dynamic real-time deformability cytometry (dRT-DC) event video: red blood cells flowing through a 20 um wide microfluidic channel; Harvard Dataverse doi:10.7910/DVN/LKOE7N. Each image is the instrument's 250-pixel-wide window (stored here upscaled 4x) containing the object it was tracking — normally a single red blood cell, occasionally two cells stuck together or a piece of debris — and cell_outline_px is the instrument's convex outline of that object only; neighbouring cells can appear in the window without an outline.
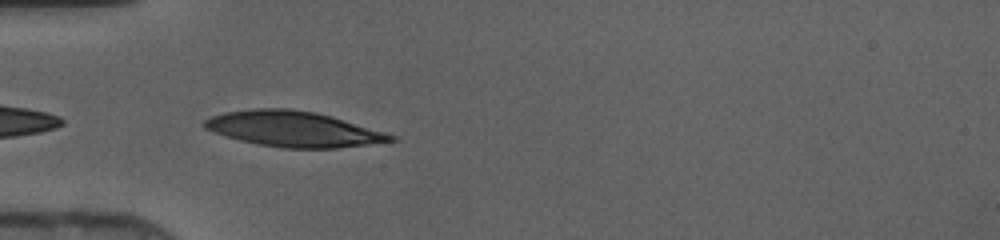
{"species": "human", "species_latin": "Homo sapiens", "temperature_condition": "cold", "stored_images_in_passage": 32, "camera_frame_rate_fps": 3000, "um_per_image_px": 0.085, "donor": {"sex": "female"}, "frame": {"image": 1, "passage_image": 1, "time_ms": 0.0, "image_size_px": [1000, 240], "cell_outline_px": [[396, 140], [368, 144], [336, 148], [280, 148], [256, 144], [240, 140], [204, 128], [204, 120], [212, 116], [224, 112], [256, 108], [288, 108], [316, 112], [332, 116], [384, 132], [396, 136]], "centroid_in_image_um": [24.93, 10.96], "position_along_channel_um": 60.1, "area_um2": 38.21}}
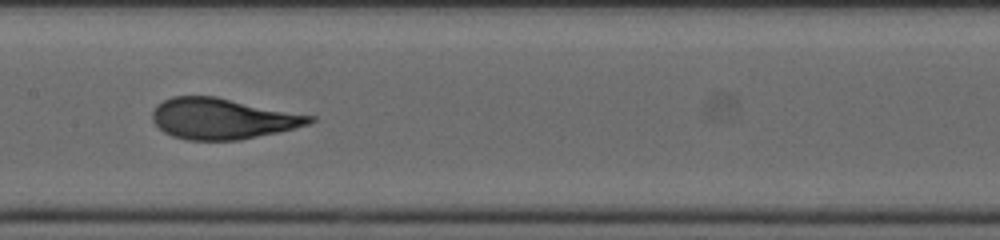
{"frame": {"image": 2, "passage_image": 10, "time_ms": 3.0, "image_size_px": [1000, 240], "cell_outline_px": [[316, 120], [308, 124], [276, 132], [240, 140], [188, 140], [172, 136], [164, 132], [152, 120], [152, 112], [164, 100], [172, 96], [216, 96], [316, 116]], "centroid_in_image_um": [18.92, 10.08], "position_along_channel_um": 188.5, "area_um2": 37.28}}
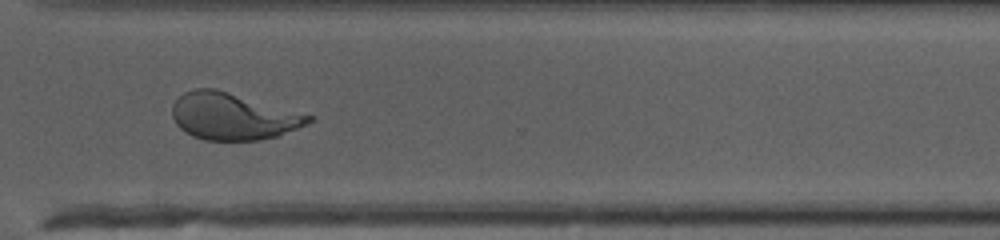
{"frame": {"image": 3, "passage_image": 21, "time_ms": 6.667, "image_size_px": [1000, 240], "cell_outline_px": [[316, 120], [308, 124], [280, 136], [260, 140], [204, 140], [192, 136], [184, 132], [176, 124], [172, 116], [172, 104], [184, 92], [196, 88], [216, 88], [316, 116]], "centroid_in_image_um": [19.85, 9.89], "position_along_channel_um": 350.8, "area_um2": 37.8}}